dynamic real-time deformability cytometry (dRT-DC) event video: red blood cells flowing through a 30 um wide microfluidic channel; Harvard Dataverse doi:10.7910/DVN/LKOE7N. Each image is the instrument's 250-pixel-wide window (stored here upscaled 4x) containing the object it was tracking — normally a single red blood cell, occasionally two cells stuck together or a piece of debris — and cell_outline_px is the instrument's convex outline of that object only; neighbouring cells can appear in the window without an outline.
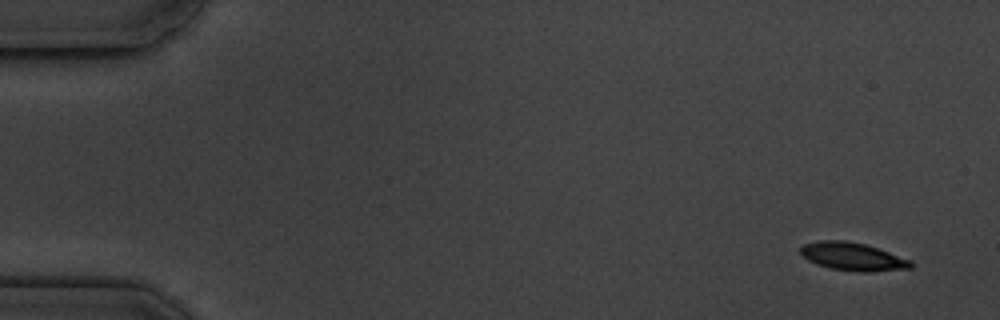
{"species": "common noctule bat (a hibernating species)", "species_latin": "Nyctalus noctula", "temperature_condition": "cold", "stored_images_in_passage": 6, "segment_of_instrument_passage": [1, 2], "camera_frame_rate_fps": 3000, "um_per_image_px": 0.085, "animal": {"sex": "male", "body_mass_g": 19.5, "forearm_length_mm": 54.6}, "frame": {"image": 1, "passage_image": 1, "time_ms": 0.0, "image_size_px": [1000, 320], "cell_outline_px": [[916, 264], [912, 268], [872, 272], [860, 272], [832, 268], [816, 264], [808, 260], [800, 252], [800, 248], [804, 244], [820, 240], [844, 240], [864, 244], [912, 260]], "centroid_in_image_um": [72.52, 21.82], "position_along_channel_um": 12.5, "area_um2": 17.98}}
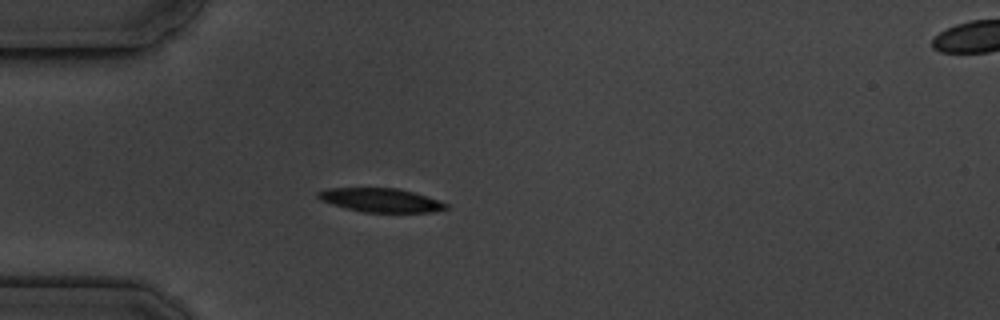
{"frame": {"image": 2, "passage_image": 5, "time_ms": 4.333, "image_size_px": [1000, 320], "cell_outline_px": [[452, 208], [432, 212], [364, 212], [332, 204], [320, 200], [316, 196], [316, 192], [328, 188], [396, 188], [416, 192], [440, 200], [448, 204]], "centroid_in_image_um": [32.43, 17.01], "position_along_channel_um": 52.6, "area_um2": 17.92}}